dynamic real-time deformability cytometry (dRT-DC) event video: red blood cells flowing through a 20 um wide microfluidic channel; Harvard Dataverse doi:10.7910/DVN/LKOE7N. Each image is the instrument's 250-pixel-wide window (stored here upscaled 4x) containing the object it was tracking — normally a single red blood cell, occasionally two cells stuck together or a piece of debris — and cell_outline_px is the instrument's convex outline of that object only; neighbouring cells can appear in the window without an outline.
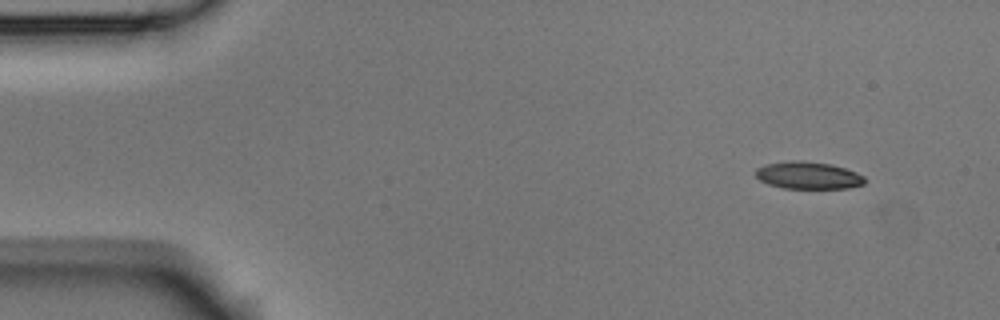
{"species": "Egyptian fruit bat (a non-hibernating species)", "species_latin": "Rousettus aegyptiacus", "temperature_condition": "room temperature", "stored_images_in_passage": 4, "camera_frame_rate_fps": 3000, "um_per_image_px": 0.085, "animal": {"sex": "male"}, "frame": {"image": 1, "passage_image": 1, "time_ms": 0.0, "image_size_px": [1000, 320], "cell_outline_px": [[864, 184], [848, 188], [784, 188], [768, 184], [760, 180], [756, 176], [756, 168], [764, 164], [788, 160], [800, 160], [832, 164], [856, 172], [864, 176]], "centroid_in_image_um": [68.67, 14.89], "position_along_channel_um": 16.3, "area_um2": 17.4}}
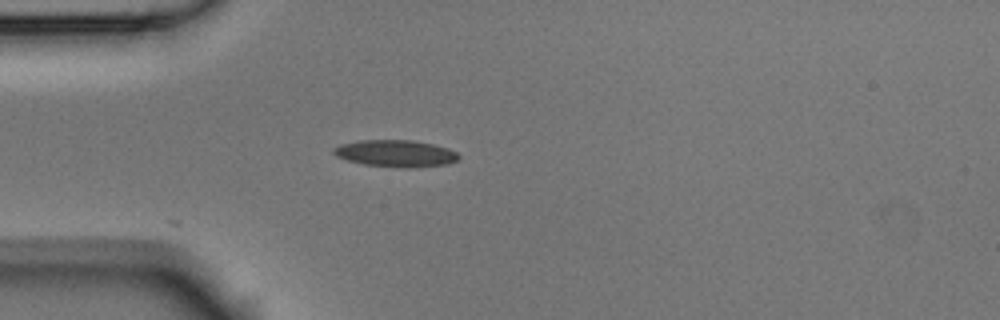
{"frame": {"image": 2, "passage_image": 4, "time_ms": 1.0, "image_size_px": [1000, 320], "cell_outline_px": [[460, 156], [456, 160], [448, 164], [412, 168], [408, 168], [364, 164], [348, 160], [336, 156], [332, 152], [332, 148], [340, 144], [360, 140], [412, 140], [432, 144], [448, 148], [456, 152]], "centroid_in_image_um": [33.62, 13.04], "position_along_channel_um": 51.4, "area_um2": 19.54}}